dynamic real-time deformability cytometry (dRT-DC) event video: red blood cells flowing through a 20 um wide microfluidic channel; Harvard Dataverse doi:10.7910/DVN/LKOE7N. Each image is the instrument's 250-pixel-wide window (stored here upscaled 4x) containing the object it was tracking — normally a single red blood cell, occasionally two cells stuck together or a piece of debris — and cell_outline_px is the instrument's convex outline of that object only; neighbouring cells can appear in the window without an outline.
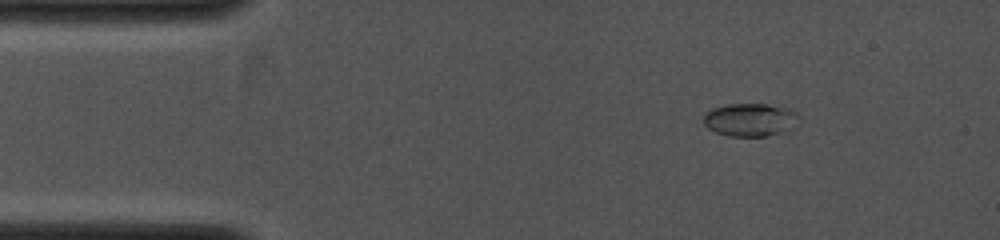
{"species": "common noctule bat (a hibernating species)", "species_latin": "Nyctalus noctula", "temperature_condition": "cold", "stored_images_in_passage": 7, "camera_frame_rate_fps": 4000, "um_per_image_px": 0.085, "animal": {"sex": "female", "body_mass_g": 19.0, "forearm_length_mm": 53.3}, "frame": {"image": 1, "passage_image": 1, "time_ms": 0.0, "image_size_px": [1000, 240], "cell_outline_px": [[800, 116], [792, 128], [768, 136], [728, 136], [716, 132], [708, 128], [704, 124], [704, 112], [712, 108], [728, 104], [768, 104], [788, 108], [796, 112]], "centroid_in_image_um": [63.75, 10.17], "position_along_channel_um": 21.3, "area_um2": 18.38}}
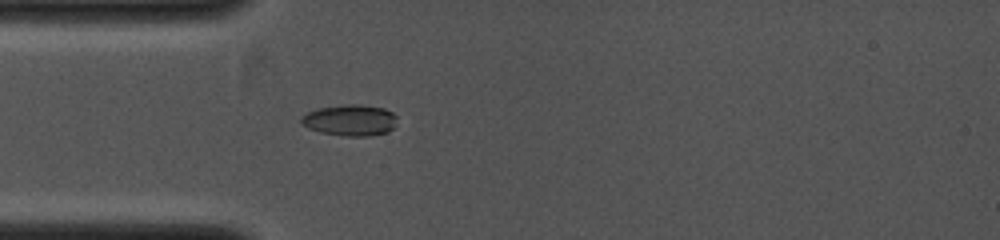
{"frame": {"image": 2, "passage_image": 5, "time_ms": 1.75, "image_size_px": [1000, 240], "cell_outline_px": [[396, 116], [392, 128], [388, 132], [368, 136], [348, 136], [320, 132], [308, 128], [300, 120], [300, 116], [316, 108], [344, 104], [360, 104], [384, 108], [392, 112]], "centroid_in_image_um": [29.73, 10.2], "position_along_channel_um": 55.3, "area_um2": 17.4}}
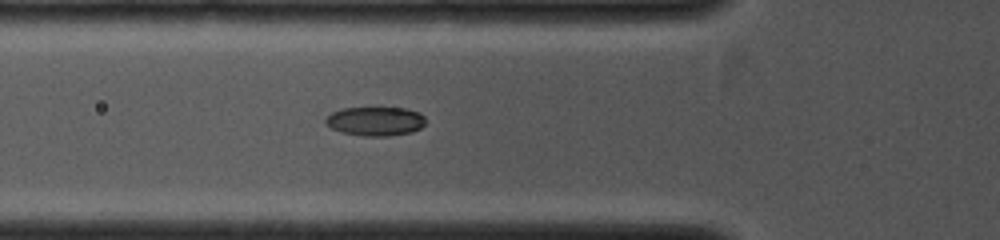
{"frame": {"image": 3, "passage_image": 7, "time_ms": 2.5, "image_size_px": [1000, 240], "cell_outline_px": [[424, 124], [420, 128], [412, 132], [388, 136], [364, 136], [344, 132], [332, 128], [324, 120], [332, 112], [340, 108], [404, 108], [420, 112], [424, 116]], "centroid_in_image_um": [31.93, 10.3], "position_along_channel_um": 93.9, "area_um2": 16.76}}